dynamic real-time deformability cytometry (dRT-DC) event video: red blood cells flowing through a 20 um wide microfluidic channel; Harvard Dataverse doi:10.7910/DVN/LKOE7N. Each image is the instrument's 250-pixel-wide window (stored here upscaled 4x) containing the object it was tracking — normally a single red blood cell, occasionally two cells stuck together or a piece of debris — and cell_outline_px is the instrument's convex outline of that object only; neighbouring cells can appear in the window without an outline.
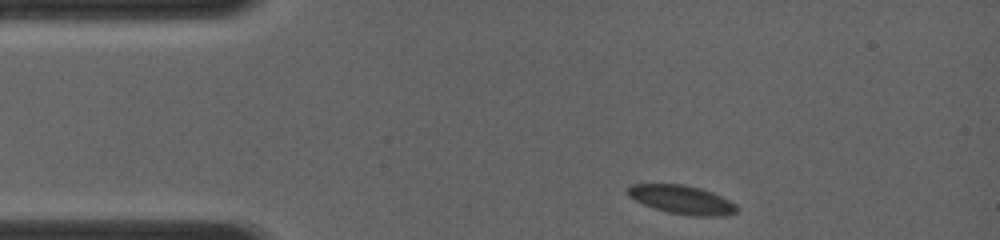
{"species": "common noctule bat (a hibernating species)", "species_latin": "Nyctalus noctula", "temperature_condition": "room temperature", "stored_images_in_passage": 12, "camera_frame_rate_fps": 4000, "um_per_image_px": 0.085, "animal": {"sex": "female", "body_mass_g": 19.0, "forearm_length_mm": 56.7}, "frame": {"image": 1, "passage_image": 1, "time_ms": 0.0, "image_size_px": [1000, 240], "cell_outline_px": [[736, 212], [724, 216], [688, 216], [668, 212], [644, 204], [628, 196], [628, 188], [632, 184], [684, 184], [700, 188], [712, 192], [736, 204]], "centroid_in_image_um": [57.97, 16.97], "position_along_channel_um": 27.0, "area_um2": 18.03}}
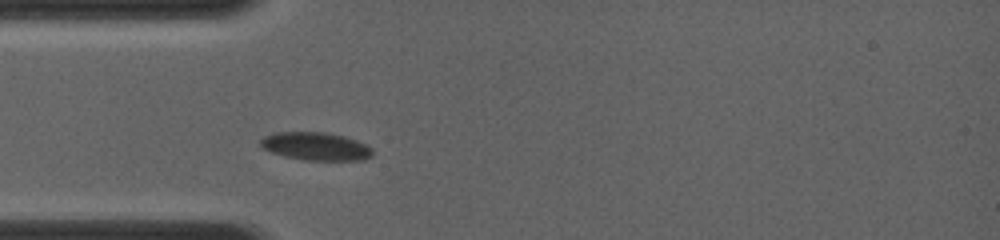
{"frame": {"image": 2, "passage_image": 7, "time_ms": 2.0, "image_size_px": [1000, 240], "cell_outline_px": [[372, 156], [364, 160], [304, 160], [284, 156], [272, 152], [264, 148], [260, 144], [260, 140], [264, 136], [272, 132], [324, 132], [344, 136], [368, 144], [372, 148]], "centroid_in_image_um": [26.86, 12.43], "position_along_channel_um": 58.1, "area_um2": 18.38}}
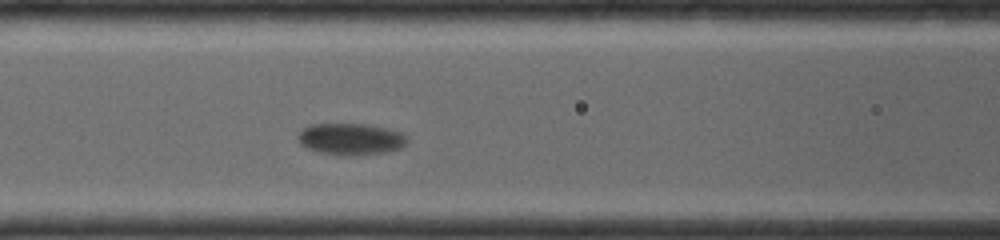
{"frame": {"image": 3, "passage_image": 12, "time_ms": 4.0, "image_size_px": [1000, 240], "cell_outline_px": [[408, 144], [404, 148], [384, 152], [352, 156], [320, 152], [308, 148], [300, 144], [296, 136], [296, 132], [312, 124], [364, 124], [388, 128], [404, 132], [408, 136]], "centroid_in_image_um": [29.87, 11.81], "position_along_channel_um": 136.7, "area_um2": 20.46}}